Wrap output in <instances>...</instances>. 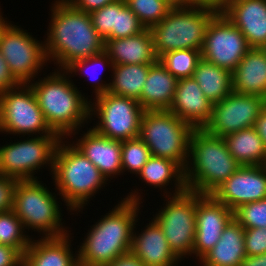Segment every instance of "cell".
<instances>
[{"label":"cell","instance_id":"1","mask_svg":"<svg viewBox=\"0 0 266 266\" xmlns=\"http://www.w3.org/2000/svg\"><path fill=\"white\" fill-rule=\"evenodd\" d=\"M131 191L87 230L77 248L79 266H108L120 255L130 252L144 199L140 189Z\"/></svg>","mask_w":266,"mask_h":266},{"label":"cell","instance_id":"2","mask_svg":"<svg viewBox=\"0 0 266 266\" xmlns=\"http://www.w3.org/2000/svg\"><path fill=\"white\" fill-rule=\"evenodd\" d=\"M50 7L47 37H43L49 64L65 70L74 61L104 51V39L93 27L90 13L76 10L66 0H54Z\"/></svg>","mask_w":266,"mask_h":266},{"label":"cell","instance_id":"3","mask_svg":"<svg viewBox=\"0 0 266 266\" xmlns=\"http://www.w3.org/2000/svg\"><path fill=\"white\" fill-rule=\"evenodd\" d=\"M45 74L29 85L50 128L61 138L73 140L87 126L85 123H91V99L84 95L87 93L82 95L65 70L54 68V72Z\"/></svg>","mask_w":266,"mask_h":266},{"label":"cell","instance_id":"4","mask_svg":"<svg viewBox=\"0 0 266 266\" xmlns=\"http://www.w3.org/2000/svg\"><path fill=\"white\" fill-rule=\"evenodd\" d=\"M67 140L62 138L57 144L51 177L55 192L59 194L67 210L70 213L73 211L71 214H78L110 182L69 139Z\"/></svg>","mask_w":266,"mask_h":266},{"label":"cell","instance_id":"5","mask_svg":"<svg viewBox=\"0 0 266 266\" xmlns=\"http://www.w3.org/2000/svg\"><path fill=\"white\" fill-rule=\"evenodd\" d=\"M219 11V5L207 2L185 1L173 6L150 28L156 57L175 50H201L207 26Z\"/></svg>","mask_w":266,"mask_h":266},{"label":"cell","instance_id":"6","mask_svg":"<svg viewBox=\"0 0 266 266\" xmlns=\"http://www.w3.org/2000/svg\"><path fill=\"white\" fill-rule=\"evenodd\" d=\"M242 165L230 154L224 138L194 129L189 142V159L184 169L186 188L211 194Z\"/></svg>","mask_w":266,"mask_h":266},{"label":"cell","instance_id":"7","mask_svg":"<svg viewBox=\"0 0 266 266\" xmlns=\"http://www.w3.org/2000/svg\"><path fill=\"white\" fill-rule=\"evenodd\" d=\"M42 182L40 179L18 181L14 190L12 211L29 232H37L42 238L64 236L71 231L62 222L64 214L59 205H62V202L59 203L61 197L58 193H52V190L50 192Z\"/></svg>","mask_w":266,"mask_h":266},{"label":"cell","instance_id":"8","mask_svg":"<svg viewBox=\"0 0 266 266\" xmlns=\"http://www.w3.org/2000/svg\"><path fill=\"white\" fill-rule=\"evenodd\" d=\"M193 130L192 126L168 110H145L139 137L152 156L171 159L185 169Z\"/></svg>","mask_w":266,"mask_h":266},{"label":"cell","instance_id":"9","mask_svg":"<svg viewBox=\"0 0 266 266\" xmlns=\"http://www.w3.org/2000/svg\"><path fill=\"white\" fill-rule=\"evenodd\" d=\"M62 138L59 135L28 136L0 146V175L18 181L39 180L34 176L46 167L52 174L54 153ZM36 173V174H35Z\"/></svg>","mask_w":266,"mask_h":266},{"label":"cell","instance_id":"10","mask_svg":"<svg viewBox=\"0 0 266 266\" xmlns=\"http://www.w3.org/2000/svg\"><path fill=\"white\" fill-rule=\"evenodd\" d=\"M163 198L166 203H163V208L156 209L158 211L153 218L162 228L173 253L182 261L189 256L193 258L196 192L186 189L182 193Z\"/></svg>","mask_w":266,"mask_h":266},{"label":"cell","instance_id":"11","mask_svg":"<svg viewBox=\"0 0 266 266\" xmlns=\"http://www.w3.org/2000/svg\"><path fill=\"white\" fill-rule=\"evenodd\" d=\"M144 112L145 109L137 100L109 92L90 100V120L98 119L91 127L113 140L125 141L139 137Z\"/></svg>","mask_w":266,"mask_h":266},{"label":"cell","instance_id":"12","mask_svg":"<svg viewBox=\"0 0 266 266\" xmlns=\"http://www.w3.org/2000/svg\"><path fill=\"white\" fill-rule=\"evenodd\" d=\"M0 133L17 135L20 139L25 135H58L47 124L29 84H20L0 94Z\"/></svg>","mask_w":266,"mask_h":266},{"label":"cell","instance_id":"13","mask_svg":"<svg viewBox=\"0 0 266 266\" xmlns=\"http://www.w3.org/2000/svg\"><path fill=\"white\" fill-rule=\"evenodd\" d=\"M0 53L20 84L34 81L36 77L41 76L39 73H44V67H48L44 39L37 40L27 29L24 30L11 22L0 35Z\"/></svg>","mask_w":266,"mask_h":266},{"label":"cell","instance_id":"14","mask_svg":"<svg viewBox=\"0 0 266 266\" xmlns=\"http://www.w3.org/2000/svg\"><path fill=\"white\" fill-rule=\"evenodd\" d=\"M250 49L241 31L219 11L207 26L201 58L232 72Z\"/></svg>","mask_w":266,"mask_h":266},{"label":"cell","instance_id":"15","mask_svg":"<svg viewBox=\"0 0 266 266\" xmlns=\"http://www.w3.org/2000/svg\"><path fill=\"white\" fill-rule=\"evenodd\" d=\"M265 104V99L261 97L232 91L213 104L211 119L203 129L210 135L224 138L242 129L252 128Z\"/></svg>","mask_w":266,"mask_h":266},{"label":"cell","instance_id":"16","mask_svg":"<svg viewBox=\"0 0 266 266\" xmlns=\"http://www.w3.org/2000/svg\"><path fill=\"white\" fill-rule=\"evenodd\" d=\"M233 211L211 194L196 192V233L193 258L198 261L219 241ZM195 256V257H194Z\"/></svg>","mask_w":266,"mask_h":266},{"label":"cell","instance_id":"17","mask_svg":"<svg viewBox=\"0 0 266 266\" xmlns=\"http://www.w3.org/2000/svg\"><path fill=\"white\" fill-rule=\"evenodd\" d=\"M211 195L232 211L239 206L266 198L265 165H243Z\"/></svg>","mask_w":266,"mask_h":266},{"label":"cell","instance_id":"18","mask_svg":"<svg viewBox=\"0 0 266 266\" xmlns=\"http://www.w3.org/2000/svg\"><path fill=\"white\" fill-rule=\"evenodd\" d=\"M219 6L251 48L266 44V0H224Z\"/></svg>","mask_w":266,"mask_h":266},{"label":"cell","instance_id":"19","mask_svg":"<svg viewBox=\"0 0 266 266\" xmlns=\"http://www.w3.org/2000/svg\"><path fill=\"white\" fill-rule=\"evenodd\" d=\"M86 129L87 132L82 131L79 139L77 137L71 143L99 169L108 181L118 175L122 176L121 141L107 138L92 127Z\"/></svg>","mask_w":266,"mask_h":266},{"label":"cell","instance_id":"20","mask_svg":"<svg viewBox=\"0 0 266 266\" xmlns=\"http://www.w3.org/2000/svg\"><path fill=\"white\" fill-rule=\"evenodd\" d=\"M212 110L213 103L205 96L193 77L178 80L169 112L194 129H202L211 119Z\"/></svg>","mask_w":266,"mask_h":266},{"label":"cell","instance_id":"21","mask_svg":"<svg viewBox=\"0 0 266 266\" xmlns=\"http://www.w3.org/2000/svg\"><path fill=\"white\" fill-rule=\"evenodd\" d=\"M141 232L134 226L131 252L144 266H178L181 260L170 249L160 225L154 218Z\"/></svg>","mask_w":266,"mask_h":266},{"label":"cell","instance_id":"22","mask_svg":"<svg viewBox=\"0 0 266 266\" xmlns=\"http://www.w3.org/2000/svg\"><path fill=\"white\" fill-rule=\"evenodd\" d=\"M68 233L61 237L32 238L23 255L24 266H79L77 250L71 248L74 236ZM72 237V238H71Z\"/></svg>","mask_w":266,"mask_h":266},{"label":"cell","instance_id":"23","mask_svg":"<svg viewBox=\"0 0 266 266\" xmlns=\"http://www.w3.org/2000/svg\"><path fill=\"white\" fill-rule=\"evenodd\" d=\"M104 51L113 65L154 64L158 58L154 53L150 29L135 36L120 39H105Z\"/></svg>","mask_w":266,"mask_h":266},{"label":"cell","instance_id":"24","mask_svg":"<svg viewBox=\"0 0 266 266\" xmlns=\"http://www.w3.org/2000/svg\"><path fill=\"white\" fill-rule=\"evenodd\" d=\"M232 90L266 100V58L260 48H251L232 71Z\"/></svg>","mask_w":266,"mask_h":266},{"label":"cell","instance_id":"25","mask_svg":"<svg viewBox=\"0 0 266 266\" xmlns=\"http://www.w3.org/2000/svg\"><path fill=\"white\" fill-rule=\"evenodd\" d=\"M244 228L232 218L219 241L198 262L202 266H241L245 260Z\"/></svg>","mask_w":266,"mask_h":266},{"label":"cell","instance_id":"26","mask_svg":"<svg viewBox=\"0 0 266 266\" xmlns=\"http://www.w3.org/2000/svg\"><path fill=\"white\" fill-rule=\"evenodd\" d=\"M178 79L157 60L150 68L141 91L140 105L145 110H168Z\"/></svg>","mask_w":266,"mask_h":266},{"label":"cell","instance_id":"27","mask_svg":"<svg viewBox=\"0 0 266 266\" xmlns=\"http://www.w3.org/2000/svg\"><path fill=\"white\" fill-rule=\"evenodd\" d=\"M136 177L141 183L145 182L147 186L161 189L159 191H163L162 196L176 195L187 189L184 169L177 162L168 158L151 156ZM169 184L173 185L175 190L166 188L170 187Z\"/></svg>","mask_w":266,"mask_h":266},{"label":"cell","instance_id":"28","mask_svg":"<svg viewBox=\"0 0 266 266\" xmlns=\"http://www.w3.org/2000/svg\"><path fill=\"white\" fill-rule=\"evenodd\" d=\"M230 154L243 165H265L266 147L255 128H247L224 137Z\"/></svg>","mask_w":266,"mask_h":266},{"label":"cell","instance_id":"29","mask_svg":"<svg viewBox=\"0 0 266 266\" xmlns=\"http://www.w3.org/2000/svg\"><path fill=\"white\" fill-rule=\"evenodd\" d=\"M205 96L214 104L227 97L232 90V72L201 58L193 74Z\"/></svg>","mask_w":266,"mask_h":266},{"label":"cell","instance_id":"30","mask_svg":"<svg viewBox=\"0 0 266 266\" xmlns=\"http://www.w3.org/2000/svg\"><path fill=\"white\" fill-rule=\"evenodd\" d=\"M153 64L113 65L108 92L117 96L128 97L140 103L149 68Z\"/></svg>","mask_w":266,"mask_h":266},{"label":"cell","instance_id":"31","mask_svg":"<svg viewBox=\"0 0 266 266\" xmlns=\"http://www.w3.org/2000/svg\"><path fill=\"white\" fill-rule=\"evenodd\" d=\"M92 66V67H91ZM99 66V67H97ZM91 68H96L93 72ZM98 68V70H97ZM103 68V69H101ZM106 68H108L109 71L113 70V62L110 60L108 57L107 53L105 51H102L101 53L94 55L92 57H88L85 59L77 60L74 61L71 65H69L65 71L71 76L74 77V75H79L84 73L83 75L89 77L90 84H92L93 94L95 95L94 97H97L99 95L105 94L108 92L109 88V82L106 83L100 75V73L105 72ZM91 71H90V70ZM101 69V70H99ZM88 70V71H87ZM101 71L100 73H98ZM89 72V73H88ZM102 74V73H101ZM102 79V80H101Z\"/></svg>","mask_w":266,"mask_h":266},{"label":"cell","instance_id":"32","mask_svg":"<svg viewBox=\"0 0 266 266\" xmlns=\"http://www.w3.org/2000/svg\"><path fill=\"white\" fill-rule=\"evenodd\" d=\"M25 233L22 221L12 210L0 213V244L15 248L23 256L33 238Z\"/></svg>","mask_w":266,"mask_h":266},{"label":"cell","instance_id":"33","mask_svg":"<svg viewBox=\"0 0 266 266\" xmlns=\"http://www.w3.org/2000/svg\"><path fill=\"white\" fill-rule=\"evenodd\" d=\"M201 50L183 49L163 54L158 60L178 80L193 77Z\"/></svg>","mask_w":266,"mask_h":266},{"label":"cell","instance_id":"34","mask_svg":"<svg viewBox=\"0 0 266 266\" xmlns=\"http://www.w3.org/2000/svg\"><path fill=\"white\" fill-rule=\"evenodd\" d=\"M151 156L150 149L140 137L121 141L122 173L127 171L137 176Z\"/></svg>","mask_w":266,"mask_h":266},{"label":"cell","instance_id":"35","mask_svg":"<svg viewBox=\"0 0 266 266\" xmlns=\"http://www.w3.org/2000/svg\"><path fill=\"white\" fill-rule=\"evenodd\" d=\"M145 29L158 24L173 7L167 0H125Z\"/></svg>","mask_w":266,"mask_h":266},{"label":"cell","instance_id":"36","mask_svg":"<svg viewBox=\"0 0 266 266\" xmlns=\"http://www.w3.org/2000/svg\"><path fill=\"white\" fill-rule=\"evenodd\" d=\"M145 30L136 14L125 0H115V20L111 34L106 39H120L138 35Z\"/></svg>","mask_w":266,"mask_h":266},{"label":"cell","instance_id":"37","mask_svg":"<svg viewBox=\"0 0 266 266\" xmlns=\"http://www.w3.org/2000/svg\"><path fill=\"white\" fill-rule=\"evenodd\" d=\"M233 218L244 228H266V198L239 206Z\"/></svg>","mask_w":266,"mask_h":266},{"label":"cell","instance_id":"38","mask_svg":"<svg viewBox=\"0 0 266 266\" xmlns=\"http://www.w3.org/2000/svg\"><path fill=\"white\" fill-rule=\"evenodd\" d=\"M93 27L105 40L112 32L115 20V1L90 13Z\"/></svg>","mask_w":266,"mask_h":266},{"label":"cell","instance_id":"39","mask_svg":"<svg viewBox=\"0 0 266 266\" xmlns=\"http://www.w3.org/2000/svg\"><path fill=\"white\" fill-rule=\"evenodd\" d=\"M244 245L246 256L266 253V228L244 229Z\"/></svg>","mask_w":266,"mask_h":266},{"label":"cell","instance_id":"40","mask_svg":"<svg viewBox=\"0 0 266 266\" xmlns=\"http://www.w3.org/2000/svg\"><path fill=\"white\" fill-rule=\"evenodd\" d=\"M17 179L0 175V213L12 210Z\"/></svg>","mask_w":266,"mask_h":266},{"label":"cell","instance_id":"41","mask_svg":"<svg viewBox=\"0 0 266 266\" xmlns=\"http://www.w3.org/2000/svg\"><path fill=\"white\" fill-rule=\"evenodd\" d=\"M19 85L20 83L14 78L7 62L0 53V94Z\"/></svg>","mask_w":266,"mask_h":266},{"label":"cell","instance_id":"42","mask_svg":"<svg viewBox=\"0 0 266 266\" xmlns=\"http://www.w3.org/2000/svg\"><path fill=\"white\" fill-rule=\"evenodd\" d=\"M23 256L15 249L0 244V266H20Z\"/></svg>","mask_w":266,"mask_h":266},{"label":"cell","instance_id":"43","mask_svg":"<svg viewBox=\"0 0 266 266\" xmlns=\"http://www.w3.org/2000/svg\"><path fill=\"white\" fill-rule=\"evenodd\" d=\"M76 10L91 13L97 9L104 7L105 5L114 2L115 0H66Z\"/></svg>","mask_w":266,"mask_h":266},{"label":"cell","instance_id":"44","mask_svg":"<svg viewBox=\"0 0 266 266\" xmlns=\"http://www.w3.org/2000/svg\"><path fill=\"white\" fill-rule=\"evenodd\" d=\"M108 266H144V264L130 251L117 257Z\"/></svg>","mask_w":266,"mask_h":266},{"label":"cell","instance_id":"45","mask_svg":"<svg viewBox=\"0 0 266 266\" xmlns=\"http://www.w3.org/2000/svg\"><path fill=\"white\" fill-rule=\"evenodd\" d=\"M254 128L262 138L264 146L266 147V104L260 111L259 117L255 121Z\"/></svg>","mask_w":266,"mask_h":266},{"label":"cell","instance_id":"46","mask_svg":"<svg viewBox=\"0 0 266 266\" xmlns=\"http://www.w3.org/2000/svg\"><path fill=\"white\" fill-rule=\"evenodd\" d=\"M241 266H266V253L247 256Z\"/></svg>","mask_w":266,"mask_h":266},{"label":"cell","instance_id":"47","mask_svg":"<svg viewBox=\"0 0 266 266\" xmlns=\"http://www.w3.org/2000/svg\"><path fill=\"white\" fill-rule=\"evenodd\" d=\"M1 6H0V35L2 33V30L8 25L9 21L6 20L7 18L3 17V13L1 12Z\"/></svg>","mask_w":266,"mask_h":266},{"label":"cell","instance_id":"48","mask_svg":"<svg viewBox=\"0 0 266 266\" xmlns=\"http://www.w3.org/2000/svg\"><path fill=\"white\" fill-rule=\"evenodd\" d=\"M185 1H192V2H207L212 4L220 5L224 0H185Z\"/></svg>","mask_w":266,"mask_h":266},{"label":"cell","instance_id":"49","mask_svg":"<svg viewBox=\"0 0 266 266\" xmlns=\"http://www.w3.org/2000/svg\"><path fill=\"white\" fill-rule=\"evenodd\" d=\"M172 6L181 5L185 2V0H167Z\"/></svg>","mask_w":266,"mask_h":266},{"label":"cell","instance_id":"50","mask_svg":"<svg viewBox=\"0 0 266 266\" xmlns=\"http://www.w3.org/2000/svg\"><path fill=\"white\" fill-rule=\"evenodd\" d=\"M260 49L262 50V52L264 53L265 58H266V44L261 46Z\"/></svg>","mask_w":266,"mask_h":266}]
</instances>
